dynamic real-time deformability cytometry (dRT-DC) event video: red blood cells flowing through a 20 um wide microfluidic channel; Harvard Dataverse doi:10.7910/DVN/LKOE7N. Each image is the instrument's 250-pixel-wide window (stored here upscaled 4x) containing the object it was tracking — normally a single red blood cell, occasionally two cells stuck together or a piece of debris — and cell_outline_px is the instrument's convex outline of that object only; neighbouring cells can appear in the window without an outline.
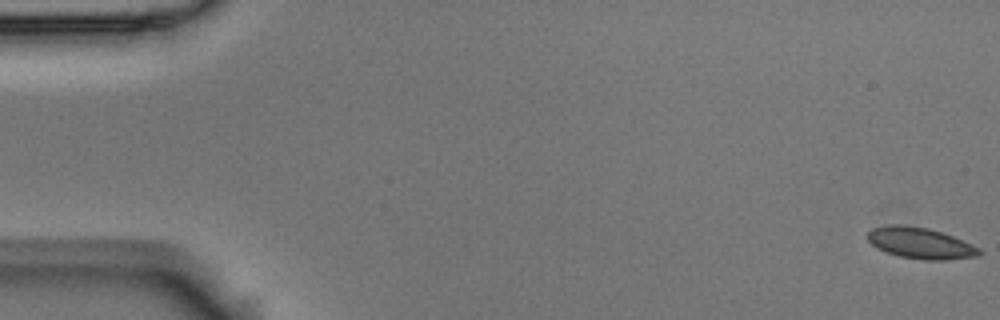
{"species": "Egyptian fruit bat (a non-hibernating species)", "species_latin": "Rousettus aegyptiacus", "temperature_condition": "room temperature", "stored_images_in_passage": 57, "camera_frame_rate_fps": 3000, "um_per_image_px": 0.085, "animal": {"sex": "male"}, "frame": {"image": 1, "passage_image": 1, "time_ms": 0.0, "image_size_px": [1000, 320], "cell_outline_px": [[984, 252], [980, 256], [944, 260], [924, 260], [900, 256], [876, 248], [868, 240], [868, 232], [872, 228], [888, 224], [904, 224], [928, 228], [952, 236], [980, 248]], "centroid_in_image_um": [78.24, 20.66], "position_along_channel_um": 6.8, "area_um2": 20.29}}
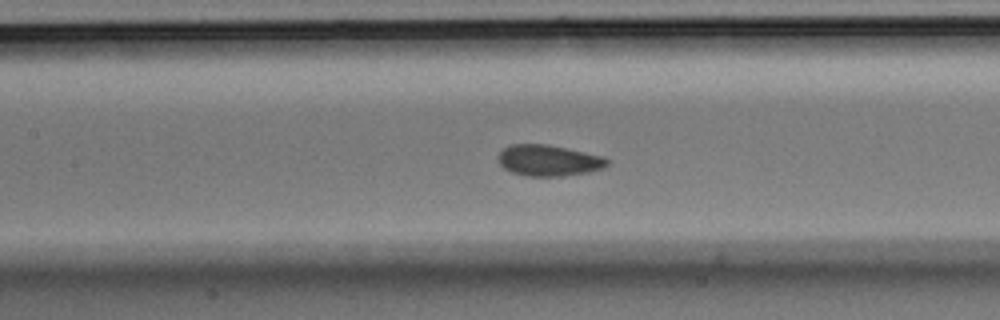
{"frame": {"image": 2, "passage_image": 26, "time_ms": 8.333, "image_size_px": [1000, 320], "cell_outline_px": [[608, 164], [604, 168], [588, 172], [564, 176], [528, 176], [512, 172], [504, 168], [496, 160], [496, 156], [504, 148], [512, 144], [548, 144], [568, 148], [604, 156], [608, 160]], "centroid_in_image_um": [46.63, 13.63], "position_along_channel_um": 160.8, "area_um2": 19.94}}
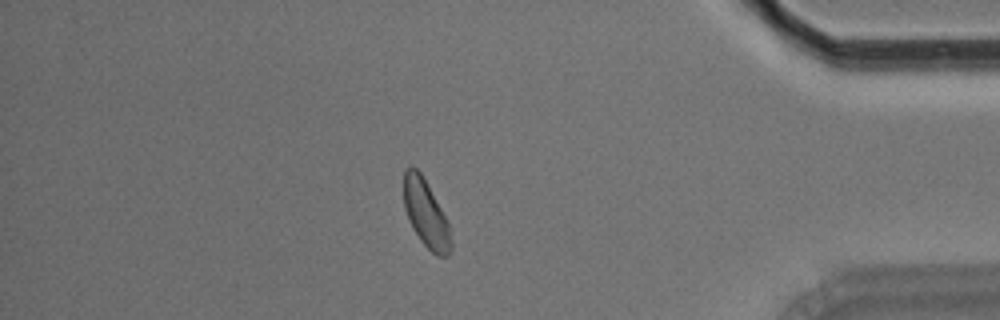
{"frame": {"image": 3, "passage_image": 49, "time_ms": 16.0, "image_size_px": [1000, 320], "cell_outline_px": [[452, 248], [448, 256], [436, 256], [420, 240], [412, 228], [408, 220], [404, 208], [404, 168], [408, 164], [412, 164], [420, 172], [440, 208], [448, 224], [452, 244]], "centroid_in_image_um": [36.16, 18.15], "position_along_channel_um": 399.0, "area_um2": 18.38}, "authors_computed_cell_mechanics": {"area_um2": 19.7098, "velocity_mm_per_s": 3.5764, "shape_relaxation_time_tau1_ms": 4.0049, "shape_relaxation_time_tau2_ms": 2.1041, "deformation_change_tau1": 0.0475, "deformation_change_tau2": 0.062}}